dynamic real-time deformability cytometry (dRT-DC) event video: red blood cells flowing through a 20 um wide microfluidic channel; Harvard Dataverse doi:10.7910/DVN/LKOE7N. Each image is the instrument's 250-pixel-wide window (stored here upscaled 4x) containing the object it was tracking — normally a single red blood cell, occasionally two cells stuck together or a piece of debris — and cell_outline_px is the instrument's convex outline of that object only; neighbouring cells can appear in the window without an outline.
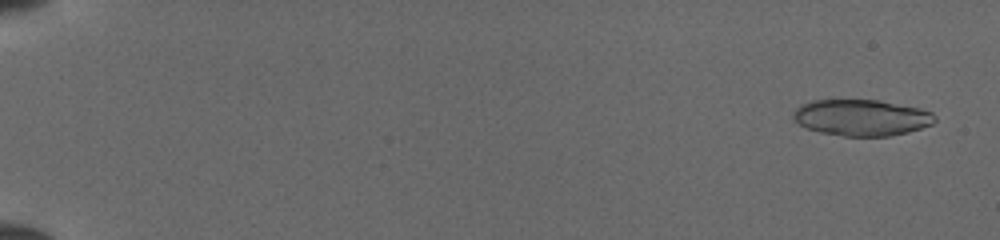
{"species": "common noctule bat (a hibernating species)", "species_latin": "Nyctalus noctula", "temperature_condition": "cold", "stored_images_in_passage": 51, "camera_frame_rate_fps": 3000, "um_per_image_px": 0.085, "animal": {"sex": "female", "body_mass_g": 19.5, "forearm_length_mm": 54.1}, "frame": {"image": 1, "passage_image": 3, "time_ms": 0.667, "image_size_px": [1000, 240], "cell_outline_px": [[936, 120], [932, 124], [908, 132], [888, 136], [844, 136], [820, 132], [808, 128], [800, 124], [792, 116], [792, 112], [800, 104], [812, 100], [880, 100], [920, 108], [932, 112], [936, 116]], "centroid_in_image_um": [73.23, 9.99], "position_along_channel_um": 11.8, "area_um2": 29.94}}
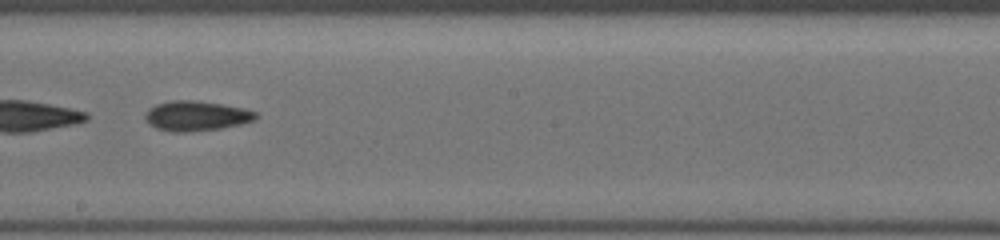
{"frame": {"image": 2, "passage_image": 32, "time_ms": 10.333, "image_size_px": [1000, 240], "cell_outline_px": [[260, 116], [256, 120], [240, 124], [220, 128], [184, 132], [176, 132], [156, 128], [144, 116], [144, 112], [148, 108], [156, 104], [172, 100], [196, 100], [244, 108], [256, 112]], "centroid_in_image_um": [16.71, 9.83], "position_along_channel_um": 231.5, "area_um2": 19.19}}
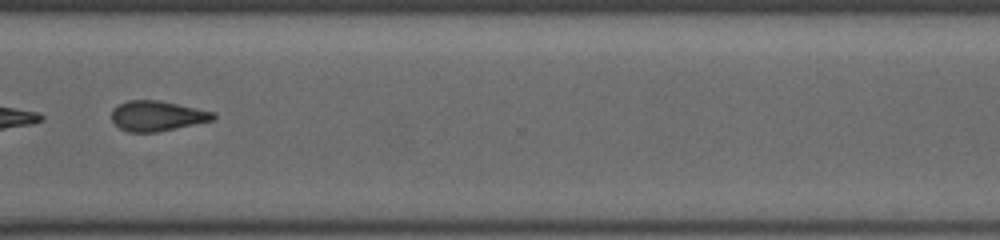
{"frame": {"image": 3, "passage_image": 41, "time_ms": 13.333, "image_size_px": [1000, 240], "cell_outline_px": [[216, 116], [212, 120], [156, 132], [128, 132], [120, 128], [112, 120], [112, 112], [120, 104], [128, 100], [160, 100], [216, 112]], "centroid_in_image_um": [13.37, 9.84], "position_along_channel_um": 357.2, "area_um2": 17.63}}